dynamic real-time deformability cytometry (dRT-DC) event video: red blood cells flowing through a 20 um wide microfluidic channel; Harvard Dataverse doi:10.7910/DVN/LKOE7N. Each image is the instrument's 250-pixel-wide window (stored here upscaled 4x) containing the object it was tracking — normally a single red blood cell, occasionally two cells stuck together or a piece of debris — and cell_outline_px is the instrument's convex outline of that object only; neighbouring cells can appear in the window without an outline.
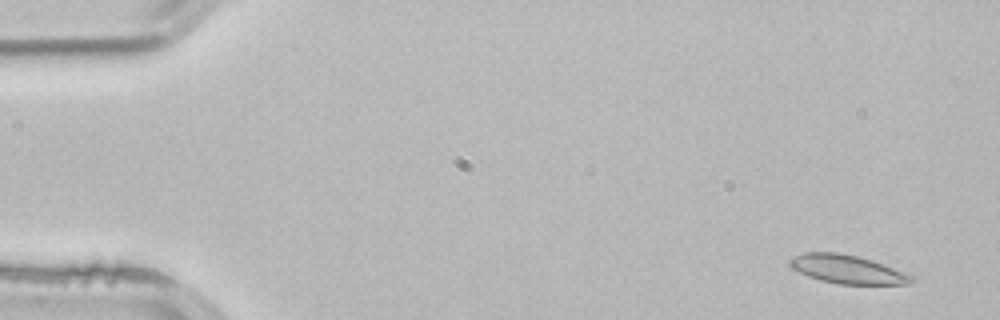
{"species": "common noctule bat (a hibernating species)", "species_latin": "Nyctalus noctula", "temperature_condition": "room temperature", "stored_images_in_passage": 52, "camera_frame_rate_fps": 3000, "um_per_image_px": 0.085, "animal": {"sex": "male", "body_mass_g": 21.5, "forearm_length_mm": 52.0}, "frame": {"image": 1, "passage_image": 2, "time_ms": 0.333, "image_size_px": [1000, 320], "cell_outline_px": [[916, 280], [908, 284], [840, 284], [820, 280], [808, 276], [792, 268], [788, 264], [788, 260], [804, 252], [840, 252], [872, 260], [884, 264], [916, 276]], "centroid_in_image_um": [72.06, 22.89], "position_along_channel_um": 12.9, "area_um2": 20.35}}
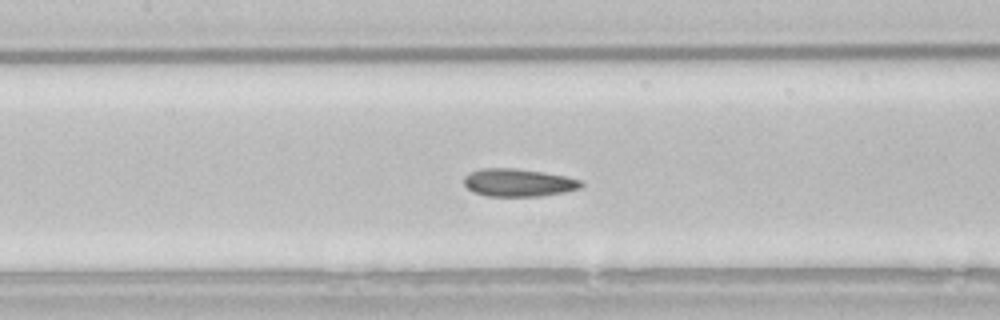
{"frame": {"image": 2, "passage_image": 23, "time_ms": 7.333, "image_size_px": [1000, 320], "cell_outline_px": [[584, 184], [580, 188], [564, 192], [540, 196], [484, 196], [472, 192], [464, 184], [464, 176], [468, 172], [480, 168], [512, 168], [544, 172], [564, 176], [580, 180]], "centroid_in_image_um": [44.01, 15.52], "position_along_channel_um": 163.4, "area_um2": 19.07}}
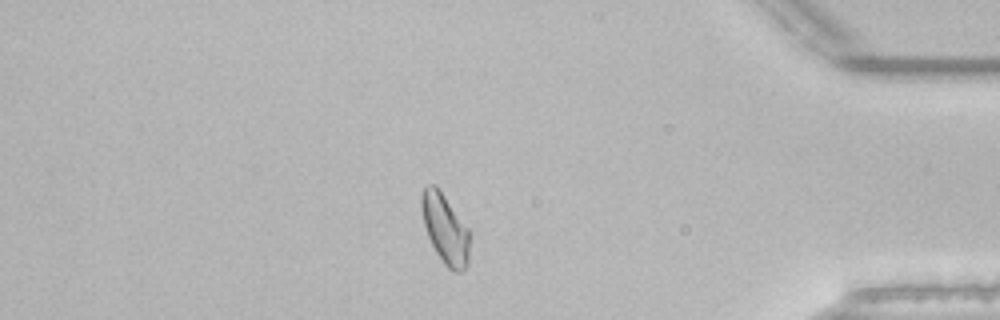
{"frame": {"image": 3, "passage_image": 44, "time_ms": 14.333, "image_size_px": [1000, 320], "cell_outline_px": [[468, 264], [460, 272], [456, 272], [448, 268], [444, 264], [436, 252], [428, 236], [424, 224], [420, 204], [420, 196], [424, 184], [436, 184], [468, 228]], "centroid_in_image_um": [37.8, 19.4], "position_along_channel_um": 397.4, "area_um2": 19.42}, "authors_computed_cell_mechanics": {"area_um2": 19.3341, "velocity_mm_per_s": 3.8545, "shape_relaxation_time_tau1_ms": 5.0316, "shape_relaxation_time_tau2_ms": 2.279, "deformation_change_tau1": 0.129, "deformation_change_tau2": 0.0969}}